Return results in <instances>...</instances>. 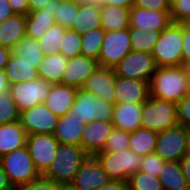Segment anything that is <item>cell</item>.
Masks as SVG:
<instances>
[{"mask_svg": "<svg viewBox=\"0 0 190 190\" xmlns=\"http://www.w3.org/2000/svg\"><path fill=\"white\" fill-rule=\"evenodd\" d=\"M188 68L180 66L156 67L149 81V96L172 103L186 95Z\"/></svg>", "mask_w": 190, "mask_h": 190, "instance_id": "cell-1", "label": "cell"}, {"mask_svg": "<svg viewBox=\"0 0 190 190\" xmlns=\"http://www.w3.org/2000/svg\"><path fill=\"white\" fill-rule=\"evenodd\" d=\"M88 156L80 146L59 144L54 160L42 176L63 186H69Z\"/></svg>", "mask_w": 190, "mask_h": 190, "instance_id": "cell-2", "label": "cell"}, {"mask_svg": "<svg viewBox=\"0 0 190 190\" xmlns=\"http://www.w3.org/2000/svg\"><path fill=\"white\" fill-rule=\"evenodd\" d=\"M182 23H171L161 31L151 52L156 67L183 65Z\"/></svg>", "mask_w": 190, "mask_h": 190, "instance_id": "cell-3", "label": "cell"}, {"mask_svg": "<svg viewBox=\"0 0 190 190\" xmlns=\"http://www.w3.org/2000/svg\"><path fill=\"white\" fill-rule=\"evenodd\" d=\"M0 162L15 190L41 176L26 146L2 156Z\"/></svg>", "mask_w": 190, "mask_h": 190, "instance_id": "cell-4", "label": "cell"}, {"mask_svg": "<svg viewBox=\"0 0 190 190\" xmlns=\"http://www.w3.org/2000/svg\"><path fill=\"white\" fill-rule=\"evenodd\" d=\"M95 157L101 163L110 180L128 182L129 177L140 170L142 156L130 149L116 152H98Z\"/></svg>", "mask_w": 190, "mask_h": 190, "instance_id": "cell-5", "label": "cell"}, {"mask_svg": "<svg viewBox=\"0 0 190 190\" xmlns=\"http://www.w3.org/2000/svg\"><path fill=\"white\" fill-rule=\"evenodd\" d=\"M113 105L99 95L79 88L76 90V98L71 111L74 112V118H80L85 125H88L95 120L112 121Z\"/></svg>", "mask_w": 190, "mask_h": 190, "instance_id": "cell-6", "label": "cell"}, {"mask_svg": "<svg viewBox=\"0 0 190 190\" xmlns=\"http://www.w3.org/2000/svg\"><path fill=\"white\" fill-rule=\"evenodd\" d=\"M141 124L143 128L157 133L177 126L176 104L149 97L143 103Z\"/></svg>", "mask_w": 190, "mask_h": 190, "instance_id": "cell-7", "label": "cell"}, {"mask_svg": "<svg viewBox=\"0 0 190 190\" xmlns=\"http://www.w3.org/2000/svg\"><path fill=\"white\" fill-rule=\"evenodd\" d=\"M187 128L177 125L158 133L155 153L164 161L180 162L187 154Z\"/></svg>", "mask_w": 190, "mask_h": 190, "instance_id": "cell-8", "label": "cell"}, {"mask_svg": "<svg viewBox=\"0 0 190 190\" xmlns=\"http://www.w3.org/2000/svg\"><path fill=\"white\" fill-rule=\"evenodd\" d=\"M52 84L38 78L33 81L19 82L10 85L9 92L19 112L45 103Z\"/></svg>", "mask_w": 190, "mask_h": 190, "instance_id": "cell-9", "label": "cell"}, {"mask_svg": "<svg viewBox=\"0 0 190 190\" xmlns=\"http://www.w3.org/2000/svg\"><path fill=\"white\" fill-rule=\"evenodd\" d=\"M131 50L129 28L122 31H105L98 64L100 67L113 68Z\"/></svg>", "mask_w": 190, "mask_h": 190, "instance_id": "cell-10", "label": "cell"}, {"mask_svg": "<svg viewBox=\"0 0 190 190\" xmlns=\"http://www.w3.org/2000/svg\"><path fill=\"white\" fill-rule=\"evenodd\" d=\"M113 69L118 77L149 82L156 65L151 53L131 50Z\"/></svg>", "mask_w": 190, "mask_h": 190, "instance_id": "cell-11", "label": "cell"}, {"mask_svg": "<svg viewBox=\"0 0 190 190\" xmlns=\"http://www.w3.org/2000/svg\"><path fill=\"white\" fill-rule=\"evenodd\" d=\"M36 170L43 175L54 160L59 141L53 134L27 135L26 145Z\"/></svg>", "mask_w": 190, "mask_h": 190, "instance_id": "cell-12", "label": "cell"}, {"mask_svg": "<svg viewBox=\"0 0 190 190\" xmlns=\"http://www.w3.org/2000/svg\"><path fill=\"white\" fill-rule=\"evenodd\" d=\"M19 121L27 135L54 134L59 116L53 114L45 103H40L20 112Z\"/></svg>", "mask_w": 190, "mask_h": 190, "instance_id": "cell-13", "label": "cell"}, {"mask_svg": "<svg viewBox=\"0 0 190 190\" xmlns=\"http://www.w3.org/2000/svg\"><path fill=\"white\" fill-rule=\"evenodd\" d=\"M110 179L95 156H88L69 185L73 190H97Z\"/></svg>", "mask_w": 190, "mask_h": 190, "instance_id": "cell-14", "label": "cell"}, {"mask_svg": "<svg viewBox=\"0 0 190 190\" xmlns=\"http://www.w3.org/2000/svg\"><path fill=\"white\" fill-rule=\"evenodd\" d=\"M115 104H143L149 96V82L132 78L116 77Z\"/></svg>", "mask_w": 190, "mask_h": 190, "instance_id": "cell-15", "label": "cell"}, {"mask_svg": "<svg viewBox=\"0 0 190 190\" xmlns=\"http://www.w3.org/2000/svg\"><path fill=\"white\" fill-rule=\"evenodd\" d=\"M116 75L113 68L98 67L84 82L82 88L115 104Z\"/></svg>", "mask_w": 190, "mask_h": 190, "instance_id": "cell-16", "label": "cell"}, {"mask_svg": "<svg viewBox=\"0 0 190 190\" xmlns=\"http://www.w3.org/2000/svg\"><path fill=\"white\" fill-rule=\"evenodd\" d=\"M99 67L98 61L79 55L68 59L64 69L62 84L72 86L77 89L82 88L86 79Z\"/></svg>", "mask_w": 190, "mask_h": 190, "instance_id": "cell-17", "label": "cell"}, {"mask_svg": "<svg viewBox=\"0 0 190 190\" xmlns=\"http://www.w3.org/2000/svg\"><path fill=\"white\" fill-rule=\"evenodd\" d=\"M114 125L112 121H93L84 126L81 147L89 156H95L102 151L107 139L110 137Z\"/></svg>", "mask_w": 190, "mask_h": 190, "instance_id": "cell-18", "label": "cell"}, {"mask_svg": "<svg viewBox=\"0 0 190 190\" xmlns=\"http://www.w3.org/2000/svg\"><path fill=\"white\" fill-rule=\"evenodd\" d=\"M172 23L170 11H156L132 6L129 27L144 28L145 31H163Z\"/></svg>", "mask_w": 190, "mask_h": 190, "instance_id": "cell-19", "label": "cell"}, {"mask_svg": "<svg viewBox=\"0 0 190 190\" xmlns=\"http://www.w3.org/2000/svg\"><path fill=\"white\" fill-rule=\"evenodd\" d=\"M85 124L80 118H74V112L59 116V121L54 132V137L62 145L81 147L82 133Z\"/></svg>", "mask_w": 190, "mask_h": 190, "instance_id": "cell-20", "label": "cell"}, {"mask_svg": "<svg viewBox=\"0 0 190 190\" xmlns=\"http://www.w3.org/2000/svg\"><path fill=\"white\" fill-rule=\"evenodd\" d=\"M143 104H114L112 123L115 128L132 133L142 127L141 114Z\"/></svg>", "mask_w": 190, "mask_h": 190, "instance_id": "cell-21", "label": "cell"}, {"mask_svg": "<svg viewBox=\"0 0 190 190\" xmlns=\"http://www.w3.org/2000/svg\"><path fill=\"white\" fill-rule=\"evenodd\" d=\"M77 88L63 84H52L45 104L57 116L66 115L71 111L76 98Z\"/></svg>", "mask_w": 190, "mask_h": 190, "instance_id": "cell-22", "label": "cell"}, {"mask_svg": "<svg viewBox=\"0 0 190 190\" xmlns=\"http://www.w3.org/2000/svg\"><path fill=\"white\" fill-rule=\"evenodd\" d=\"M40 63L41 62H27L22 60V57L11 54L4 68V73L7 76L9 84L12 85L38 79V67Z\"/></svg>", "mask_w": 190, "mask_h": 190, "instance_id": "cell-23", "label": "cell"}, {"mask_svg": "<svg viewBox=\"0 0 190 190\" xmlns=\"http://www.w3.org/2000/svg\"><path fill=\"white\" fill-rule=\"evenodd\" d=\"M27 133L20 121L0 125V158L26 145Z\"/></svg>", "mask_w": 190, "mask_h": 190, "instance_id": "cell-24", "label": "cell"}, {"mask_svg": "<svg viewBox=\"0 0 190 190\" xmlns=\"http://www.w3.org/2000/svg\"><path fill=\"white\" fill-rule=\"evenodd\" d=\"M26 36V15H13L0 23V46L12 50Z\"/></svg>", "mask_w": 190, "mask_h": 190, "instance_id": "cell-25", "label": "cell"}, {"mask_svg": "<svg viewBox=\"0 0 190 190\" xmlns=\"http://www.w3.org/2000/svg\"><path fill=\"white\" fill-rule=\"evenodd\" d=\"M67 63L68 59L63 54L44 55L38 67L39 78L51 84H62Z\"/></svg>", "mask_w": 190, "mask_h": 190, "instance_id": "cell-26", "label": "cell"}, {"mask_svg": "<svg viewBox=\"0 0 190 190\" xmlns=\"http://www.w3.org/2000/svg\"><path fill=\"white\" fill-rule=\"evenodd\" d=\"M55 24L51 8L31 11L26 15V36L39 40Z\"/></svg>", "mask_w": 190, "mask_h": 190, "instance_id": "cell-27", "label": "cell"}, {"mask_svg": "<svg viewBox=\"0 0 190 190\" xmlns=\"http://www.w3.org/2000/svg\"><path fill=\"white\" fill-rule=\"evenodd\" d=\"M100 10L102 28L105 31H122L129 28L130 8L104 4Z\"/></svg>", "mask_w": 190, "mask_h": 190, "instance_id": "cell-28", "label": "cell"}, {"mask_svg": "<svg viewBox=\"0 0 190 190\" xmlns=\"http://www.w3.org/2000/svg\"><path fill=\"white\" fill-rule=\"evenodd\" d=\"M158 178L163 190H190L180 162L165 161Z\"/></svg>", "mask_w": 190, "mask_h": 190, "instance_id": "cell-29", "label": "cell"}, {"mask_svg": "<svg viewBox=\"0 0 190 190\" xmlns=\"http://www.w3.org/2000/svg\"><path fill=\"white\" fill-rule=\"evenodd\" d=\"M158 133L140 127L130 133L129 149L139 156H145L155 152Z\"/></svg>", "mask_w": 190, "mask_h": 190, "instance_id": "cell-30", "label": "cell"}, {"mask_svg": "<svg viewBox=\"0 0 190 190\" xmlns=\"http://www.w3.org/2000/svg\"><path fill=\"white\" fill-rule=\"evenodd\" d=\"M97 28H102L101 10L88 5H80L71 29L82 35Z\"/></svg>", "mask_w": 190, "mask_h": 190, "instance_id": "cell-31", "label": "cell"}, {"mask_svg": "<svg viewBox=\"0 0 190 190\" xmlns=\"http://www.w3.org/2000/svg\"><path fill=\"white\" fill-rule=\"evenodd\" d=\"M132 51L151 53L161 31H145L144 28L129 27Z\"/></svg>", "mask_w": 190, "mask_h": 190, "instance_id": "cell-32", "label": "cell"}, {"mask_svg": "<svg viewBox=\"0 0 190 190\" xmlns=\"http://www.w3.org/2000/svg\"><path fill=\"white\" fill-rule=\"evenodd\" d=\"M51 10L54 14L55 23L66 29H71L78 15L79 5L69 0H52Z\"/></svg>", "mask_w": 190, "mask_h": 190, "instance_id": "cell-33", "label": "cell"}, {"mask_svg": "<svg viewBox=\"0 0 190 190\" xmlns=\"http://www.w3.org/2000/svg\"><path fill=\"white\" fill-rule=\"evenodd\" d=\"M105 36L103 28L91 29L81 35V55L98 61L102 42Z\"/></svg>", "mask_w": 190, "mask_h": 190, "instance_id": "cell-34", "label": "cell"}, {"mask_svg": "<svg viewBox=\"0 0 190 190\" xmlns=\"http://www.w3.org/2000/svg\"><path fill=\"white\" fill-rule=\"evenodd\" d=\"M66 28L55 23L45 34L38 40L44 55H52L59 53L60 44L65 35Z\"/></svg>", "mask_w": 190, "mask_h": 190, "instance_id": "cell-35", "label": "cell"}, {"mask_svg": "<svg viewBox=\"0 0 190 190\" xmlns=\"http://www.w3.org/2000/svg\"><path fill=\"white\" fill-rule=\"evenodd\" d=\"M12 54L22 57L27 62H41L44 54L38 40L25 36L12 49Z\"/></svg>", "mask_w": 190, "mask_h": 190, "instance_id": "cell-36", "label": "cell"}, {"mask_svg": "<svg viewBox=\"0 0 190 190\" xmlns=\"http://www.w3.org/2000/svg\"><path fill=\"white\" fill-rule=\"evenodd\" d=\"M128 184L130 190H163L158 177L141 172L140 170L129 177Z\"/></svg>", "mask_w": 190, "mask_h": 190, "instance_id": "cell-37", "label": "cell"}, {"mask_svg": "<svg viewBox=\"0 0 190 190\" xmlns=\"http://www.w3.org/2000/svg\"><path fill=\"white\" fill-rule=\"evenodd\" d=\"M59 53L67 59L81 55V35L72 29H66Z\"/></svg>", "mask_w": 190, "mask_h": 190, "instance_id": "cell-38", "label": "cell"}, {"mask_svg": "<svg viewBox=\"0 0 190 190\" xmlns=\"http://www.w3.org/2000/svg\"><path fill=\"white\" fill-rule=\"evenodd\" d=\"M20 112L10 92L0 95V125L19 121Z\"/></svg>", "mask_w": 190, "mask_h": 190, "instance_id": "cell-39", "label": "cell"}, {"mask_svg": "<svg viewBox=\"0 0 190 190\" xmlns=\"http://www.w3.org/2000/svg\"><path fill=\"white\" fill-rule=\"evenodd\" d=\"M130 133L114 128L106 144L100 152H116L122 149H129Z\"/></svg>", "mask_w": 190, "mask_h": 190, "instance_id": "cell-40", "label": "cell"}, {"mask_svg": "<svg viewBox=\"0 0 190 190\" xmlns=\"http://www.w3.org/2000/svg\"><path fill=\"white\" fill-rule=\"evenodd\" d=\"M170 16L173 23H184L190 19V0H171Z\"/></svg>", "mask_w": 190, "mask_h": 190, "instance_id": "cell-41", "label": "cell"}, {"mask_svg": "<svg viewBox=\"0 0 190 190\" xmlns=\"http://www.w3.org/2000/svg\"><path fill=\"white\" fill-rule=\"evenodd\" d=\"M164 162L165 161L155 152L147 154L142 157L140 171L158 177L160 170L163 168Z\"/></svg>", "mask_w": 190, "mask_h": 190, "instance_id": "cell-42", "label": "cell"}, {"mask_svg": "<svg viewBox=\"0 0 190 190\" xmlns=\"http://www.w3.org/2000/svg\"><path fill=\"white\" fill-rule=\"evenodd\" d=\"M176 113L178 125L185 128L190 127V97L184 96L176 103Z\"/></svg>", "mask_w": 190, "mask_h": 190, "instance_id": "cell-43", "label": "cell"}, {"mask_svg": "<svg viewBox=\"0 0 190 190\" xmlns=\"http://www.w3.org/2000/svg\"><path fill=\"white\" fill-rule=\"evenodd\" d=\"M63 187V185L49 180L41 175L36 180H33L27 185L21 186L17 190H61Z\"/></svg>", "mask_w": 190, "mask_h": 190, "instance_id": "cell-44", "label": "cell"}, {"mask_svg": "<svg viewBox=\"0 0 190 190\" xmlns=\"http://www.w3.org/2000/svg\"><path fill=\"white\" fill-rule=\"evenodd\" d=\"M133 6L156 11H170L171 0H134Z\"/></svg>", "mask_w": 190, "mask_h": 190, "instance_id": "cell-45", "label": "cell"}, {"mask_svg": "<svg viewBox=\"0 0 190 190\" xmlns=\"http://www.w3.org/2000/svg\"><path fill=\"white\" fill-rule=\"evenodd\" d=\"M182 38L183 66L190 68V27L185 22L182 23Z\"/></svg>", "mask_w": 190, "mask_h": 190, "instance_id": "cell-46", "label": "cell"}, {"mask_svg": "<svg viewBox=\"0 0 190 190\" xmlns=\"http://www.w3.org/2000/svg\"><path fill=\"white\" fill-rule=\"evenodd\" d=\"M11 9L16 15H27L29 11L28 0H8Z\"/></svg>", "mask_w": 190, "mask_h": 190, "instance_id": "cell-47", "label": "cell"}, {"mask_svg": "<svg viewBox=\"0 0 190 190\" xmlns=\"http://www.w3.org/2000/svg\"><path fill=\"white\" fill-rule=\"evenodd\" d=\"M97 190H130L128 182L110 180L107 184Z\"/></svg>", "mask_w": 190, "mask_h": 190, "instance_id": "cell-48", "label": "cell"}, {"mask_svg": "<svg viewBox=\"0 0 190 190\" xmlns=\"http://www.w3.org/2000/svg\"><path fill=\"white\" fill-rule=\"evenodd\" d=\"M14 14L8 0H0V23Z\"/></svg>", "mask_w": 190, "mask_h": 190, "instance_id": "cell-49", "label": "cell"}, {"mask_svg": "<svg viewBox=\"0 0 190 190\" xmlns=\"http://www.w3.org/2000/svg\"><path fill=\"white\" fill-rule=\"evenodd\" d=\"M29 11H37L45 9L46 7L51 8L52 0H28Z\"/></svg>", "mask_w": 190, "mask_h": 190, "instance_id": "cell-50", "label": "cell"}, {"mask_svg": "<svg viewBox=\"0 0 190 190\" xmlns=\"http://www.w3.org/2000/svg\"><path fill=\"white\" fill-rule=\"evenodd\" d=\"M180 164H181V167H182L184 177L186 178L188 187L190 189V157L185 155L180 160Z\"/></svg>", "mask_w": 190, "mask_h": 190, "instance_id": "cell-51", "label": "cell"}, {"mask_svg": "<svg viewBox=\"0 0 190 190\" xmlns=\"http://www.w3.org/2000/svg\"><path fill=\"white\" fill-rule=\"evenodd\" d=\"M0 190H15L11 183L9 182L8 176L6 175L5 171L0 162Z\"/></svg>", "mask_w": 190, "mask_h": 190, "instance_id": "cell-52", "label": "cell"}, {"mask_svg": "<svg viewBox=\"0 0 190 190\" xmlns=\"http://www.w3.org/2000/svg\"><path fill=\"white\" fill-rule=\"evenodd\" d=\"M12 54V50L0 46V70H4L9 58Z\"/></svg>", "mask_w": 190, "mask_h": 190, "instance_id": "cell-53", "label": "cell"}, {"mask_svg": "<svg viewBox=\"0 0 190 190\" xmlns=\"http://www.w3.org/2000/svg\"><path fill=\"white\" fill-rule=\"evenodd\" d=\"M75 4L80 5H88L94 8L100 9L104 5V0H69Z\"/></svg>", "mask_w": 190, "mask_h": 190, "instance_id": "cell-54", "label": "cell"}, {"mask_svg": "<svg viewBox=\"0 0 190 190\" xmlns=\"http://www.w3.org/2000/svg\"><path fill=\"white\" fill-rule=\"evenodd\" d=\"M134 0H104V4L110 6L131 8Z\"/></svg>", "mask_w": 190, "mask_h": 190, "instance_id": "cell-55", "label": "cell"}, {"mask_svg": "<svg viewBox=\"0 0 190 190\" xmlns=\"http://www.w3.org/2000/svg\"><path fill=\"white\" fill-rule=\"evenodd\" d=\"M10 84L4 70H0V95L9 92Z\"/></svg>", "mask_w": 190, "mask_h": 190, "instance_id": "cell-56", "label": "cell"}, {"mask_svg": "<svg viewBox=\"0 0 190 190\" xmlns=\"http://www.w3.org/2000/svg\"><path fill=\"white\" fill-rule=\"evenodd\" d=\"M186 96L190 97V68H188V77L186 83Z\"/></svg>", "mask_w": 190, "mask_h": 190, "instance_id": "cell-57", "label": "cell"}, {"mask_svg": "<svg viewBox=\"0 0 190 190\" xmlns=\"http://www.w3.org/2000/svg\"><path fill=\"white\" fill-rule=\"evenodd\" d=\"M187 134H188V144H187V154H186V156L190 157V127L187 128Z\"/></svg>", "mask_w": 190, "mask_h": 190, "instance_id": "cell-58", "label": "cell"}, {"mask_svg": "<svg viewBox=\"0 0 190 190\" xmlns=\"http://www.w3.org/2000/svg\"><path fill=\"white\" fill-rule=\"evenodd\" d=\"M61 190H73L70 186H64Z\"/></svg>", "mask_w": 190, "mask_h": 190, "instance_id": "cell-59", "label": "cell"}, {"mask_svg": "<svg viewBox=\"0 0 190 190\" xmlns=\"http://www.w3.org/2000/svg\"><path fill=\"white\" fill-rule=\"evenodd\" d=\"M190 27V19L185 22Z\"/></svg>", "mask_w": 190, "mask_h": 190, "instance_id": "cell-60", "label": "cell"}]
</instances>
